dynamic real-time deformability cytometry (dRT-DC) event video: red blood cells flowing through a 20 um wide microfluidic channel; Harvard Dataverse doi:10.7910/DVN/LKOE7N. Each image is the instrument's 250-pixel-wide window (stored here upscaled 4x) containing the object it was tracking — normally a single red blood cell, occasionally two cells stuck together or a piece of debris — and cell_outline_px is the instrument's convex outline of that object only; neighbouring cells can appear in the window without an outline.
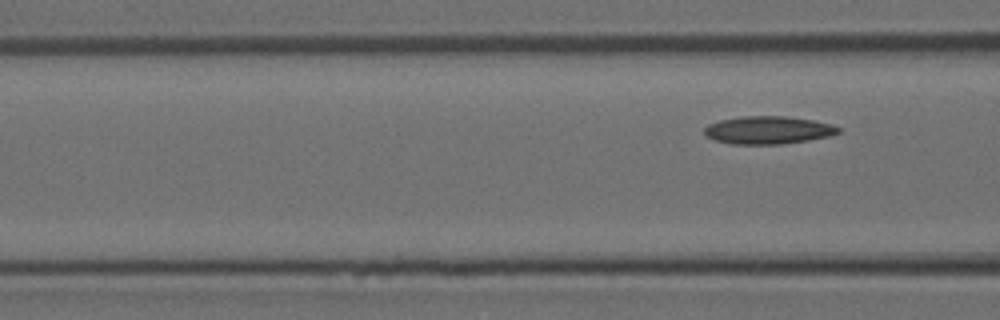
{"species": "Egyptian fruit bat (a non-hibernating species)", "species_latin": "Rousettus aegyptiacus", "temperature_condition": "room temperature", "stored_images_in_passage": 6, "camera_frame_rate_fps": 3000, "um_per_image_px": 0.085, "animal": {"sex": "female"}, "frame": {"image": 1, "passage_image": 6, "time_ms": 1.667, "image_size_px": [1000, 320], "cell_outline_px": [[840, 132], [832, 136], [808, 140], [780, 144], [732, 144], [716, 140], [708, 136], [704, 132], [704, 128], [708, 124], [720, 120], [740, 116], [784, 116], [812, 120], [832, 124], [840, 128]], "centroid_in_image_um": [65.31, 11.05], "position_along_channel_um": 101.3, "area_um2": 21.68}}